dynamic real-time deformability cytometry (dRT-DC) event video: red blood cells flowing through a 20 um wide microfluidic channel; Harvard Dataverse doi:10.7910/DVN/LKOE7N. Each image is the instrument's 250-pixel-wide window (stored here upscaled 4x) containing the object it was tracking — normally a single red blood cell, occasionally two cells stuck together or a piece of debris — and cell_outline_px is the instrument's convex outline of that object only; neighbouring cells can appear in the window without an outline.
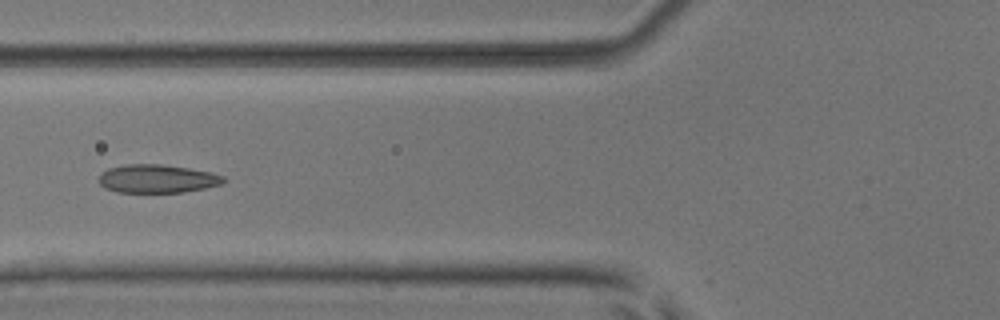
{"species": "common noctule bat (a hibernating species)", "species_latin": "Nyctalus noctula", "temperature_condition": "room temperature", "stored_images_in_passage": 4, "camera_frame_rate_fps": 3000, "um_per_image_px": 0.085, "animal": {"sex": "male", "body_mass_g": 17.9, "forearm_length_mm": 54.2}, "frame": {"image": 1, "passage_image": 4, "time_ms": 1.0, "image_size_px": [1000, 320], "cell_outline_px": [[224, 180], [220, 184], [204, 188], [184, 192], [116, 192], [104, 188], [96, 180], [100, 172], [108, 168], [124, 164], [160, 164], [188, 168], [208, 172], [224, 176]], "centroid_in_image_um": [13.26, 15.19], "position_along_channel_um": 112.5, "area_um2": 20.63}}